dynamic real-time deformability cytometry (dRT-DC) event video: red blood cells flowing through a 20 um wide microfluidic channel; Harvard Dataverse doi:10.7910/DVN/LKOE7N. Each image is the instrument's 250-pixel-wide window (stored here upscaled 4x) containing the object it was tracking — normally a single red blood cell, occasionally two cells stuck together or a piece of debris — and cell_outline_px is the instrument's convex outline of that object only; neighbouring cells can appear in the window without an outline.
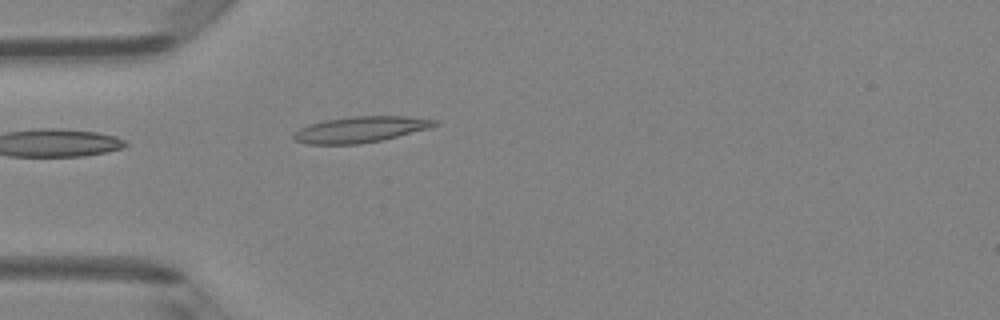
{"species": "Egyptian fruit bat (a non-hibernating species)", "species_latin": "Rousettus aegyptiacus", "temperature_condition": "room temperature", "stored_images_in_passage": 4, "camera_frame_rate_fps": 3000, "um_per_image_px": 0.085, "animal": {"sex": "female"}, "frame": {"image": 1, "passage_image": 4, "time_ms": 4.333, "image_size_px": [1000, 320], "cell_outline_px": [[440, 124], [428, 128], [384, 140], [356, 144], [304, 144], [296, 140], [292, 136], [292, 132], [308, 124], [324, 120], [352, 116], [404, 116], [436, 120]], "centroid_in_image_um": [30.6, 11.0], "position_along_channel_um": 54.4, "area_um2": 21.39}}